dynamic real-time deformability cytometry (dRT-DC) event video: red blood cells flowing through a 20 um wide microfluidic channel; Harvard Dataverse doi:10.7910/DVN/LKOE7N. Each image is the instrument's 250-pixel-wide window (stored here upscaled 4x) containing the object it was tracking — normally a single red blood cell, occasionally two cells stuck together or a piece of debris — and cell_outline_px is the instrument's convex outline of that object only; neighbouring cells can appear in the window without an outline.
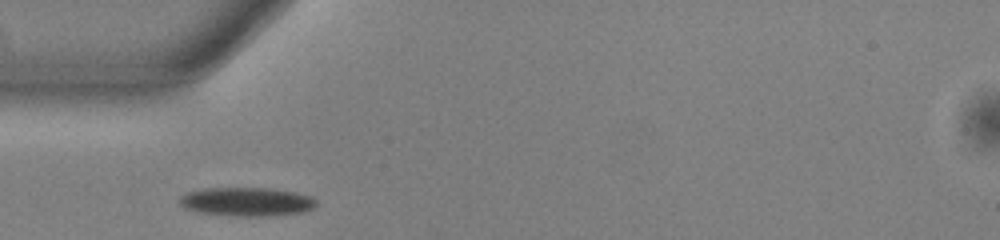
{"species": "common noctule bat (a hibernating species)", "species_latin": "Nyctalus noctula", "temperature_condition": "warm", "stored_images_in_passage": 28, "camera_frame_rate_fps": 3000, "um_per_image_px": 0.085, "animal": {"sex": "male", "body_mass_g": 13.0, "forearm_length_mm": 53.1}, "frame": {"image": 1, "passage_image": 1, "time_ms": 0.0, "image_size_px": [1000, 240], "cell_outline_px": [[316, 204], [312, 208], [304, 212], [280, 216], [236, 216], [196, 212], [184, 208], [176, 200], [180, 196], [188, 192], [204, 188], [276, 188], [296, 192], [312, 196], [316, 200]], "centroid_in_image_um": [20.98, 17.15], "position_along_channel_um": 64.0, "area_um2": 23.41}}
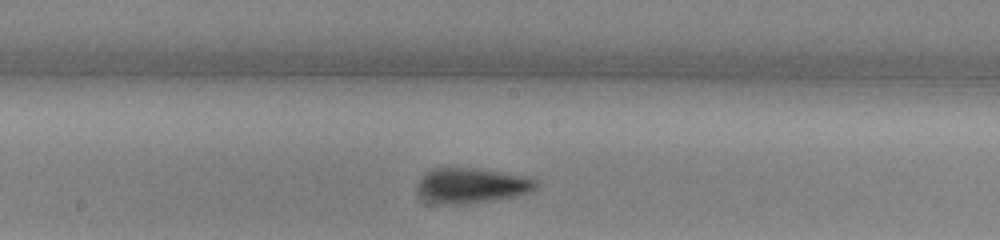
{"frame": {"image": 2, "passage_image": 12, "time_ms": 3.667, "image_size_px": [1000, 240], "cell_outline_px": [[540, 184], [532, 192], [492, 200], [468, 204], [436, 204], [424, 200], [420, 196], [416, 188], [416, 184], [420, 176], [424, 172], [432, 168], [472, 168], [524, 176], [536, 180]], "centroid_in_image_um": [40.01, 15.78], "position_along_channel_um": 208.2, "area_um2": 24.57}}
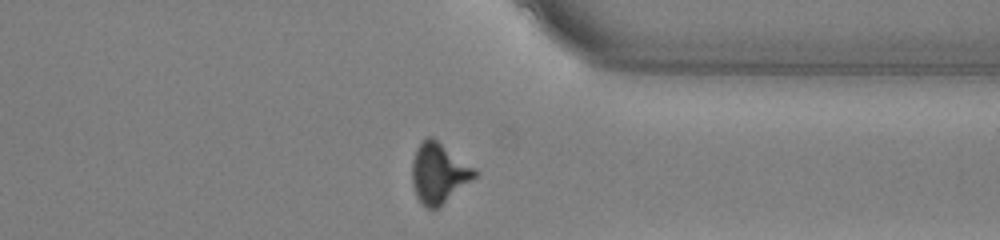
{"frame": {"image": 3, "passage_image": 25, "time_ms": 8.0, "image_size_px": [1000, 240], "cell_outline_px": [[480, 172], [476, 176], [440, 208], [424, 208], [416, 196], [412, 184], [412, 160], [416, 148], [428, 136], [432, 136], [476, 168]], "centroid_in_image_um": [37.3, 14.73], "position_along_channel_um": 374.1, "area_um2": 22.25}, "authors_computed_cell_mechanics": {"area_um2": 22.4553, "velocity_mm_per_s": 3.9454, "shape_relaxation_time_tau1_ms": 3.7684, "shape_relaxation_time_tau2_ms": 3.3029, "deformation_change_tau1": 0.1463, "deformation_change_tau2": 0.1063}}